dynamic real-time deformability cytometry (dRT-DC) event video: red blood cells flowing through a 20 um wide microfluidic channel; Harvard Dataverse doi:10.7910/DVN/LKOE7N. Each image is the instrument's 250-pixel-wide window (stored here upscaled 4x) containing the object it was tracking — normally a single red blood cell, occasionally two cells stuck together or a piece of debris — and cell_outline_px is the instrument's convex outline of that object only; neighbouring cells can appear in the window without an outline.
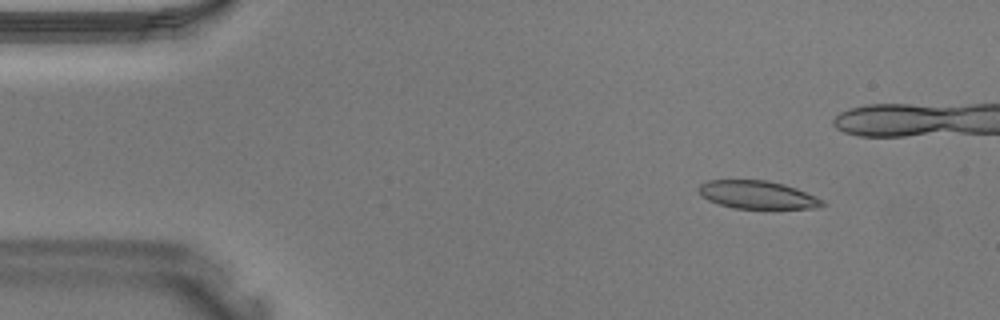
{"species": "Egyptian fruit bat (a non-hibernating species)", "species_latin": "Rousettus aegyptiacus", "temperature_condition": "warm", "stored_images_in_passage": 5, "camera_frame_rate_fps": 3000, "um_per_image_px": 0.085, "animal": {"sex": "male"}, "frame": {"image": 1, "passage_image": 2, "time_ms": 0.333, "image_size_px": [1000, 320], "cell_outline_px": [[824, 204], [816, 208], [732, 208], [708, 200], [700, 196], [696, 188], [700, 184], [708, 180], [768, 180], [784, 184], [796, 188], [816, 196], [824, 200]], "centroid_in_image_um": [64.34, 16.55], "position_along_channel_um": 20.7, "area_um2": 20.23}}